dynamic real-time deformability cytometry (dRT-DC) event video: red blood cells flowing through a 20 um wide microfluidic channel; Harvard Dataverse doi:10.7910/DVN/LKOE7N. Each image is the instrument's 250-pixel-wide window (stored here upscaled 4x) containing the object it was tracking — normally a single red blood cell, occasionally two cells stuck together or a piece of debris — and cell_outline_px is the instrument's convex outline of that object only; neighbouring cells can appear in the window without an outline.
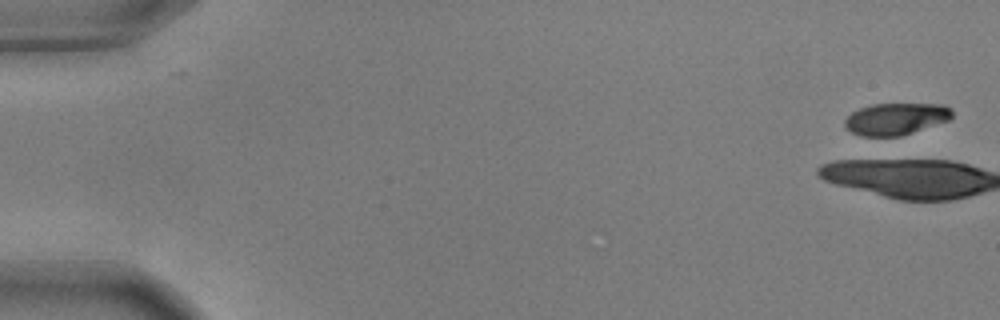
{"species": "common noctule bat (a hibernating species)", "species_latin": "Nyctalus noctula", "temperature_condition": "warm", "stored_images_in_passage": 16, "camera_frame_rate_fps": 3000, "um_per_image_px": 0.085, "animal": {"sex": "male", "body_mass_g": 17.9, "forearm_length_mm": 54.2}, "frame": {"image": 1, "passage_image": 1, "time_ms": 0.0, "image_size_px": [1000, 320], "cell_outline_px": [[952, 116], [948, 120], [900, 136], [860, 136], [852, 132], [844, 124], [844, 120], [852, 112], [860, 108], [872, 104], [944, 104], [952, 108]], "centroid_in_image_um": [76.14, 10.09], "position_along_channel_um": 8.9, "area_um2": 19.77}}